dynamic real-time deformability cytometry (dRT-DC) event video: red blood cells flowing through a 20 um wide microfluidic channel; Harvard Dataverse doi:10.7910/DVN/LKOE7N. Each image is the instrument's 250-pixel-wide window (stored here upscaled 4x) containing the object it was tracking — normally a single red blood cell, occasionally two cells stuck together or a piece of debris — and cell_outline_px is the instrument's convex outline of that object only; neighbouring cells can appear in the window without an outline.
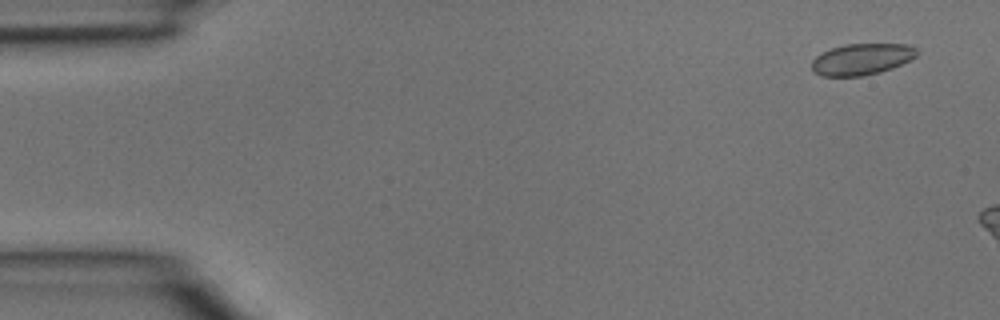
{"species": "common noctule bat (a hibernating species)", "species_latin": "Nyctalus noctula", "temperature_condition": "room temperature", "stored_images_in_passage": 5, "camera_frame_rate_fps": 3000, "um_per_image_px": 0.085, "animal": {"sex": "male", "body_mass_g": 15.6}, "frame": {"image": 1, "passage_image": 1, "time_ms": 0.0, "image_size_px": [1000, 320], "cell_outline_px": [[920, 52], [916, 56], [892, 68], [880, 72], [864, 76], [820, 76], [812, 72], [812, 60], [820, 52], [844, 44], [908, 44], [916, 48]], "centroid_in_image_um": [73.22, 5.03], "position_along_channel_um": 11.8, "area_um2": 19.36}}